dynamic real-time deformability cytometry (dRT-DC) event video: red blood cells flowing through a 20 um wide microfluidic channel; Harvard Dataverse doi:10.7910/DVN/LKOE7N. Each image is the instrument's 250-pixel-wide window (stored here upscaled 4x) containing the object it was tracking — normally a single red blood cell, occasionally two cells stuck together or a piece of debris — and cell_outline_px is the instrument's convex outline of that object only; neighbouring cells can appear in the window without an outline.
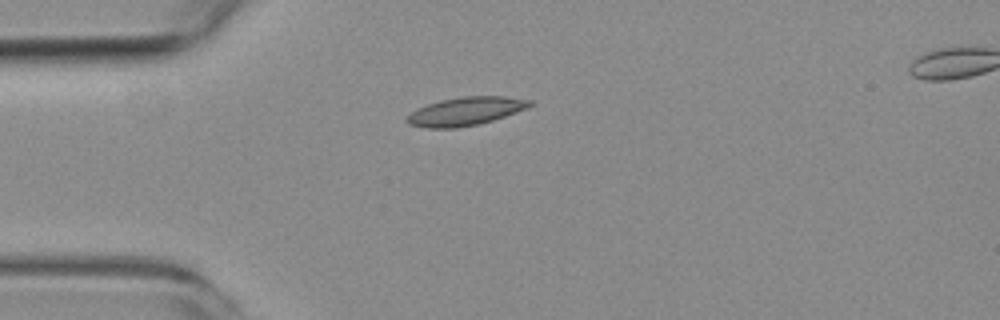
{"species": "common noctule bat (a hibernating species)", "species_latin": "Nyctalus noctula", "temperature_condition": "room temperature", "stored_images_in_passage": 3, "camera_frame_rate_fps": 3000, "um_per_image_px": 0.085, "animal": {"sex": "female", "body_mass_g": 19.3, "forearm_length_mm": 54.1}, "frame": {"image": 1, "passage_image": 1, "time_ms": 0.0, "image_size_px": [1000, 320], "cell_outline_px": [[536, 104], [528, 108], [480, 124], [456, 128], [424, 128], [408, 124], [404, 120], [404, 116], [428, 104], [440, 100], [464, 96], [504, 96], [532, 100]], "centroid_in_image_um": [39.58, 9.46], "position_along_channel_um": 45.4, "area_um2": 20.46}}
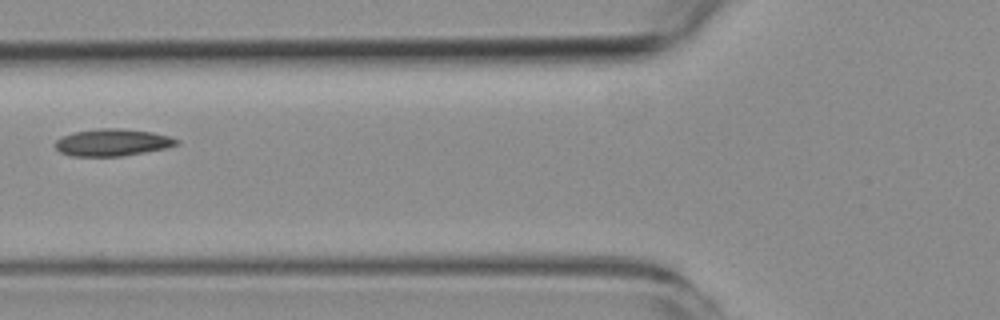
{"frame": {"image": 2, "passage_image": 3, "time_ms": 2.333, "image_size_px": [1000, 320], "cell_outline_px": [[180, 144], [168, 148], [124, 156], [72, 156], [60, 152], [52, 144], [56, 140], [72, 132], [100, 128], [120, 128], [152, 132], [168, 136], [180, 140]], "centroid_in_image_um": [9.57, 12.11], "position_along_channel_um": 116.2, "area_um2": 19.36}}